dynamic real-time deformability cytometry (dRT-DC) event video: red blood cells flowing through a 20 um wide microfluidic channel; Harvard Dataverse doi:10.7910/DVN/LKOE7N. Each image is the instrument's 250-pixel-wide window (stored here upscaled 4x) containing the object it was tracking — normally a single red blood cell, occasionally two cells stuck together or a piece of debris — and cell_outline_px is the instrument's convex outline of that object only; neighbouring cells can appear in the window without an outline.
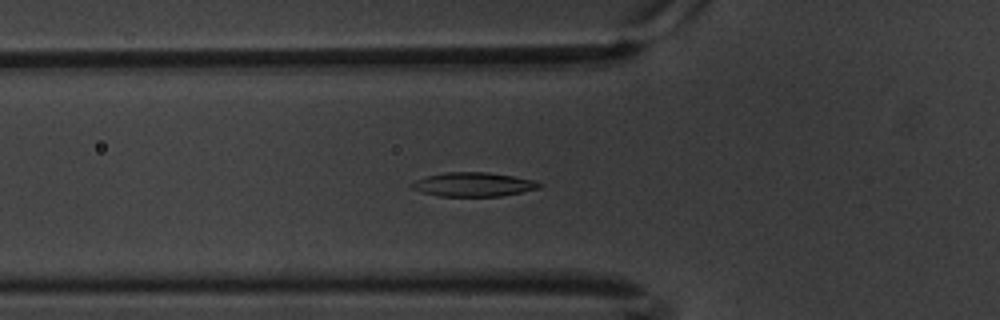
{"species": "common noctule bat (a hibernating species)", "species_latin": "Nyctalus noctula", "temperature_condition": "warm", "stored_images_in_passage": 58, "camera_frame_rate_fps": 3000, "um_per_image_px": 0.085, "animal": {"sex": "male", "body_mass_g": 20.1, "forearm_length_mm": 53.5}, "frame": {"image": 1, "passage_image": 19, "time_ms": 6.0, "image_size_px": [1000, 320], "cell_outline_px": [[544, 184], [540, 188], [500, 196], [440, 196], [420, 192], [412, 188], [408, 184], [424, 176], [444, 172], [488, 172], [512, 176], [532, 180]], "centroid_in_image_um": [40.18, 15.67], "position_along_channel_um": 85.6, "area_um2": 17.92}}
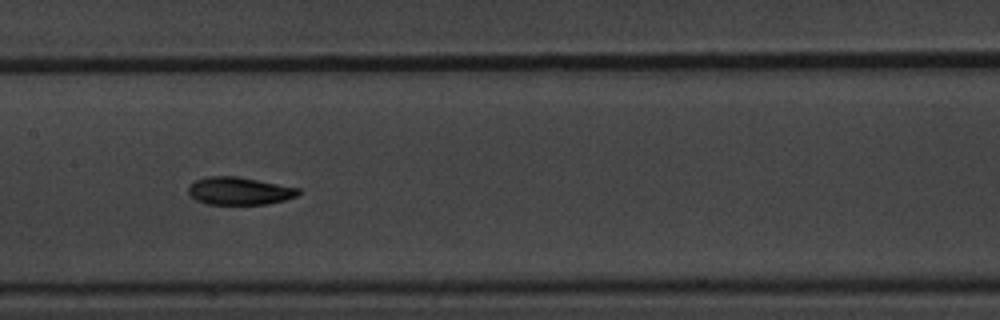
{"frame": {"image": 2, "passage_image": 28, "time_ms": 9.0, "image_size_px": [1000, 320], "cell_outline_px": [[300, 192], [296, 196], [284, 200], [268, 204], [208, 204], [196, 200], [188, 192], [188, 188], [196, 180], [208, 176], [236, 176], [300, 188]], "centroid_in_image_um": [20.35, 16.23], "position_along_channel_um": 187.0, "area_um2": 17.57}}
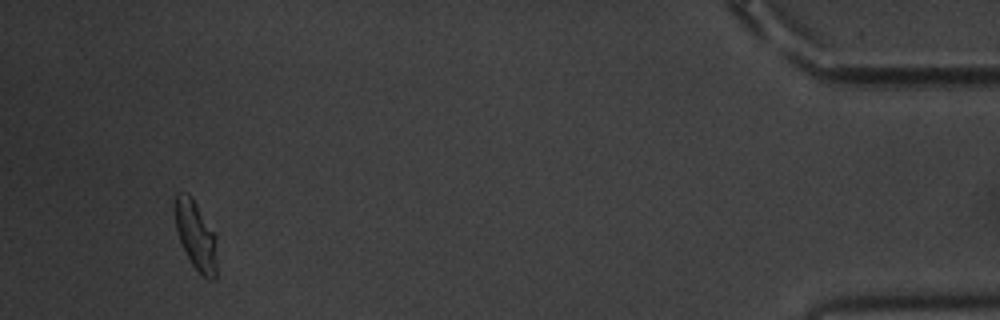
{"frame": {"image": 3, "passage_image": 55, "time_ms": 18.0, "image_size_px": [1000, 320], "cell_outline_px": [[216, 280], [208, 280], [192, 264], [180, 240], [176, 228], [172, 204], [176, 192], [188, 192], [192, 196], [216, 232]], "centroid_in_image_um": [16.64, 19.91], "position_along_channel_um": 418.6, "area_um2": 17.4}, "authors_computed_cell_mechanics": {"area_um2": 17.8602, "velocity_mm_per_s": 3.3496, "shape_relaxation_time_tau1_ms": 3.312, "shape_relaxation_time_tau2_ms": 2.7249, "deformation_change_tau1": 0.1331, "deformation_change_tau2": 0.0657}}